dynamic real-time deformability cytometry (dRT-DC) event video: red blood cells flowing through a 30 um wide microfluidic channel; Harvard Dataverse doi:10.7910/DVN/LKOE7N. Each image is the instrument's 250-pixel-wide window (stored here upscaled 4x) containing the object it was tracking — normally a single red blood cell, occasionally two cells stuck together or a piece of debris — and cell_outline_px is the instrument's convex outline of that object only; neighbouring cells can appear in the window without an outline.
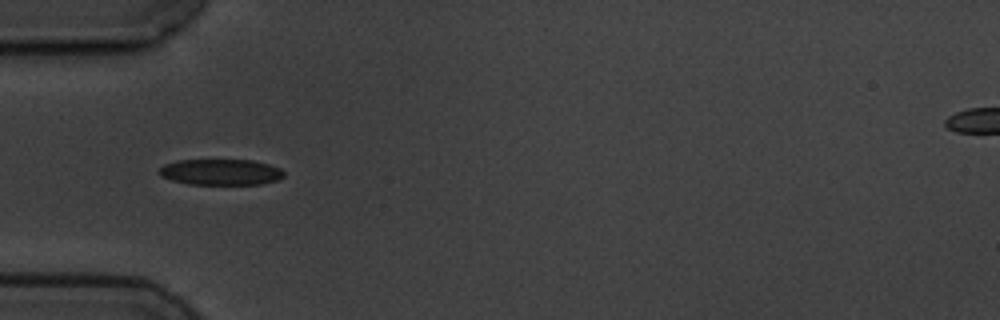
{"species": "common noctule bat (a hibernating species)", "species_latin": "Nyctalus noctula", "temperature_condition": "cold", "stored_images_in_passage": 9, "camera_frame_rate_fps": 3000, "um_per_image_px": 0.085, "animal": {"sex": "male", "body_mass_g": 19.5, "forearm_length_mm": 54.6}, "frame": {"image": 1, "passage_image": 4, "time_ms": 3.333, "image_size_px": [1000, 320], "cell_outline_px": [[284, 176], [276, 180], [260, 184], [188, 184], [172, 180], [160, 176], [156, 172], [164, 164], [176, 160], [252, 160], [268, 164], [280, 168], [284, 172]], "centroid_in_image_um": [18.72, 14.62], "position_along_channel_um": 66.3, "area_um2": 18.9}}
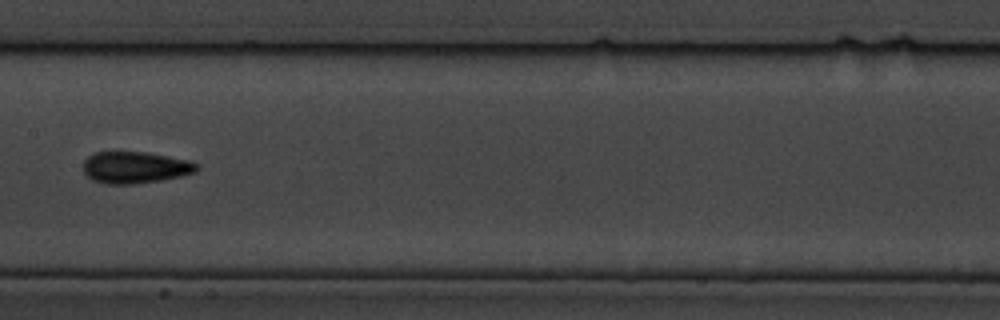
{"frame": {"image": 2, "passage_image": 7, "time_ms": 7.0, "image_size_px": [1000, 320], "cell_outline_px": [[200, 168], [196, 172], [180, 176], [160, 180], [132, 184], [108, 184], [92, 180], [84, 172], [84, 160], [88, 156], [96, 152], [144, 152], [192, 160]], "centroid_in_image_um": [11.51, 14.23], "position_along_channel_um": 195.9, "area_um2": 20.92}}
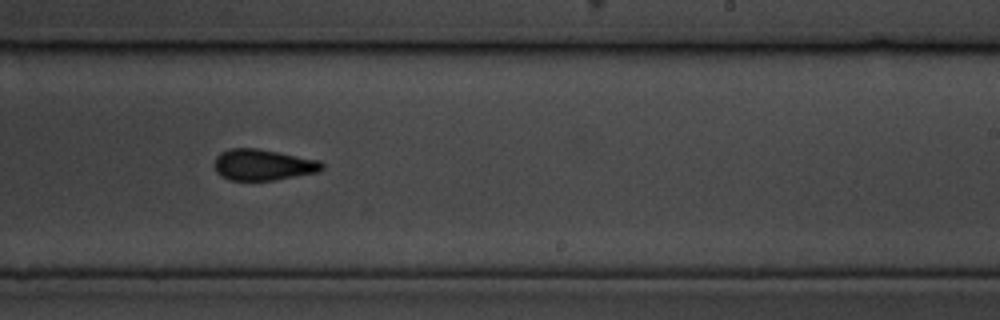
{"frame": {"image": 3, "passage_image": 9, "time_ms": 9.0, "image_size_px": [1000, 320], "cell_outline_px": [[324, 168], [320, 172], [272, 180], [228, 180], [220, 176], [216, 172], [216, 156], [220, 152], [228, 148], [256, 148], [320, 160], [324, 164]], "centroid_in_image_um": [22.37, 14.01], "position_along_channel_um": 266.6, "area_um2": 19.54}}